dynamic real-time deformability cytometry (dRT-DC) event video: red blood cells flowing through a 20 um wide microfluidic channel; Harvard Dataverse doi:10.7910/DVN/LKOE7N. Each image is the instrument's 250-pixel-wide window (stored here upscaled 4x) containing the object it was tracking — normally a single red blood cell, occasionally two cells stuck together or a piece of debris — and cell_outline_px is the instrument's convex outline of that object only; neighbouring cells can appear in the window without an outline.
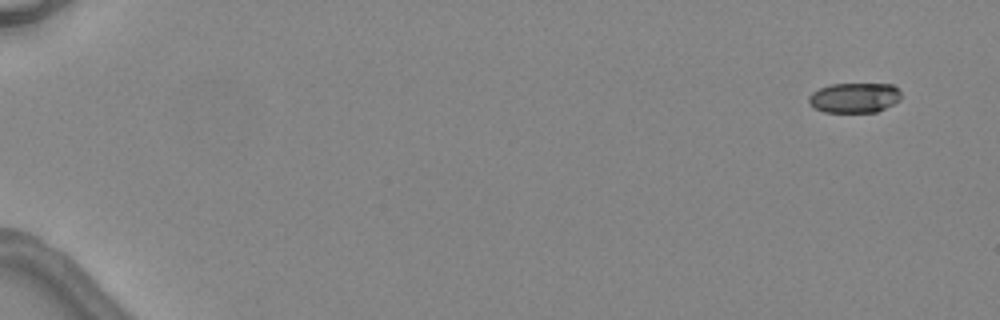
{"species": "common noctule bat (a hibernating species)", "species_latin": "Nyctalus noctula", "temperature_condition": "warm", "stored_images_in_passage": 4, "camera_frame_rate_fps": 3000, "um_per_image_px": 0.085, "animal": {"sex": "female", "body_mass_g": 24.6, "forearm_length_mm": 56.2}, "frame": {"image": 1, "passage_image": 1, "time_ms": 0.0, "image_size_px": [1000, 320], "cell_outline_px": [[900, 100], [876, 112], [824, 112], [816, 108], [808, 100], [808, 96], [812, 92], [820, 88], [832, 84], [892, 84], [900, 92]], "centroid_in_image_um": [72.62, 8.3], "position_along_channel_um": 12.4, "area_um2": 15.95}}
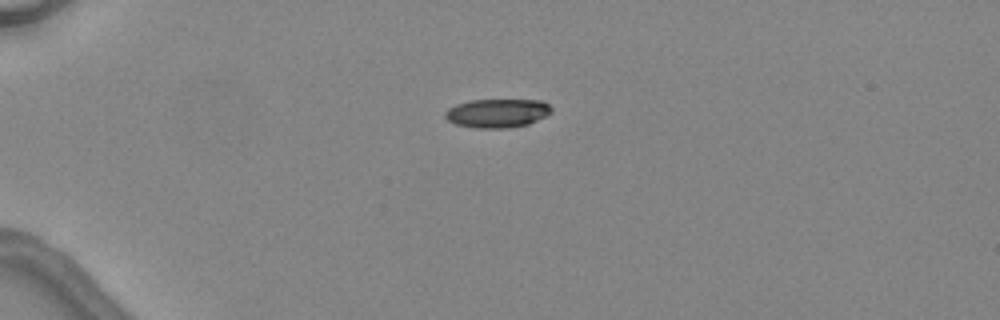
{"frame": {"image": 2, "passage_image": 4, "time_ms": 3.667, "image_size_px": [1000, 320], "cell_outline_px": [[552, 112], [528, 124], [508, 128], [476, 128], [456, 124], [448, 120], [444, 116], [444, 112], [448, 108], [456, 104], [472, 100], [544, 100], [552, 108]], "centroid_in_image_um": [42.26, 9.61], "position_along_channel_um": 42.7, "area_um2": 17.8}}